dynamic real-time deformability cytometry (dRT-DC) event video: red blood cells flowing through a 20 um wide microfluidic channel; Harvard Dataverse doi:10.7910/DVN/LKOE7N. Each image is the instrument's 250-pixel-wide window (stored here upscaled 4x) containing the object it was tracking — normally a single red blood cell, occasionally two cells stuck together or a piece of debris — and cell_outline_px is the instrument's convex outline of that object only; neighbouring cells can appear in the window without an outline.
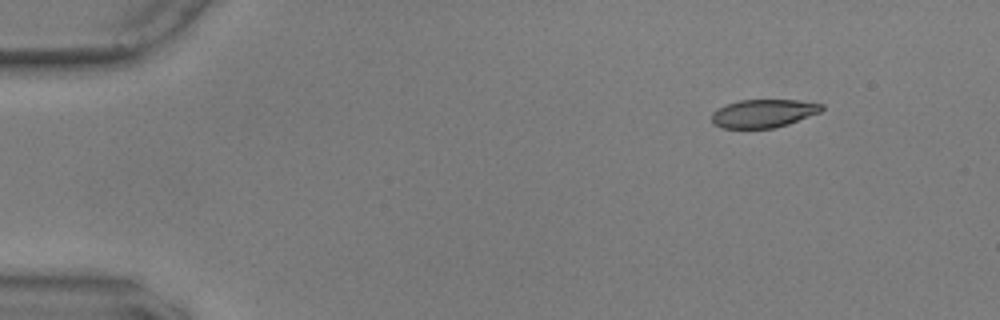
{"species": "common noctule bat (a hibernating species)", "species_latin": "Nyctalus noctula", "temperature_condition": "warm", "stored_images_in_passage": 48, "camera_frame_rate_fps": 3000, "um_per_image_px": 0.085, "animal": {"sex": "male", "body_mass_g": 17.9, "forearm_length_mm": 54.2}, "frame": {"image": 1, "passage_image": 1, "time_ms": 0.0, "image_size_px": [1000, 320], "cell_outline_px": [[824, 108], [820, 112], [788, 124], [772, 128], [724, 128], [712, 124], [712, 112], [716, 108], [724, 104], [740, 100], [796, 100], [824, 104]], "centroid_in_image_um": [64.86, 9.63], "position_along_channel_um": 20.1, "area_um2": 18.15}}
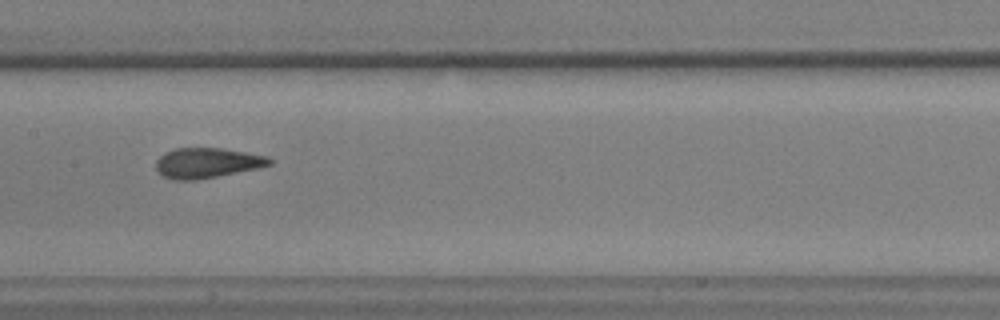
{"frame": {"image": 2, "passage_image": 23, "time_ms": 7.333, "image_size_px": [1000, 320], "cell_outline_px": [[272, 164], [256, 168], [196, 180], [176, 180], [164, 176], [156, 168], [156, 160], [164, 152], [176, 148], [220, 148], [268, 156], [272, 160]], "centroid_in_image_um": [17.58, 13.84], "position_along_channel_um": 189.8, "area_um2": 19.65}}
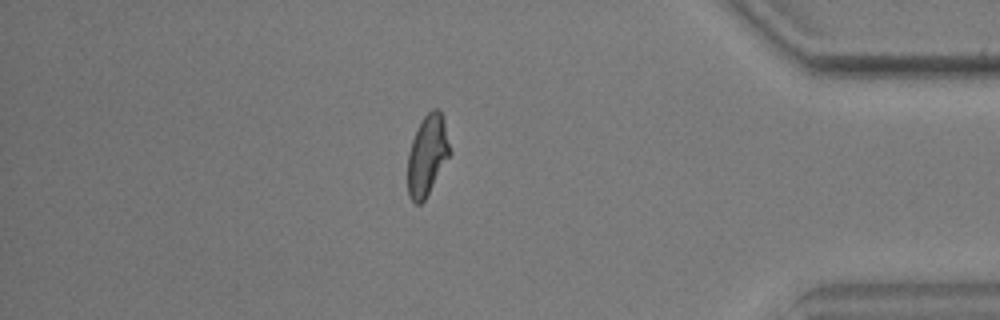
{"frame": {"image": 3, "passage_image": 43, "time_ms": 14.0, "image_size_px": [1000, 320], "cell_outline_px": [[452, 152], [424, 200], [420, 204], [416, 204], [408, 196], [408, 152], [412, 140], [420, 120], [432, 108], [440, 108], [444, 120]], "centroid_in_image_um": [36.33, 13.15], "position_along_channel_um": 398.9, "area_um2": 19.88}}